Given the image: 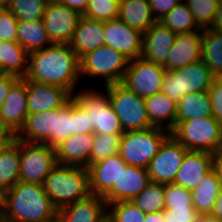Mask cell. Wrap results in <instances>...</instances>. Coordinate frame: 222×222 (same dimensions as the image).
Segmentation results:
<instances>
[{
    "label": "cell",
    "instance_id": "1",
    "mask_svg": "<svg viewBox=\"0 0 222 222\" xmlns=\"http://www.w3.org/2000/svg\"><path fill=\"white\" fill-rule=\"evenodd\" d=\"M24 78L63 87L73 96L81 79L80 59L69 44L53 43L29 53L28 72Z\"/></svg>",
    "mask_w": 222,
    "mask_h": 222
},
{
    "label": "cell",
    "instance_id": "2",
    "mask_svg": "<svg viewBox=\"0 0 222 222\" xmlns=\"http://www.w3.org/2000/svg\"><path fill=\"white\" fill-rule=\"evenodd\" d=\"M4 222H56L57 209L41 184L18 181L1 194Z\"/></svg>",
    "mask_w": 222,
    "mask_h": 222
},
{
    "label": "cell",
    "instance_id": "3",
    "mask_svg": "<svg viewBox=\"0 0 222 222\" xmlns=\"http://www.w3.org/2000/svg\"><path fill=\"white\" fill-rule=\"evenodd\" d=\"M43 187L57 210L85 199L91 195L88 168L57 164L45 178Z\"/></svg>",
    "mask_w": 222,
    "mask_h": 222
},
{
    "label": "cell",
    "instance_id": "4",
    "mask_svg": "<svg viewBox=\"0 0 222 222\" xmlns=\"http://www.w3.org/2000/svg\"><path fill=\"white\" fill-rule=\"evenodd\" d=\"M170 135L188 151L213 154L222 147V125L213 116L177 121Z\"/></svg>",
    "mask_w": 222,
    "mask_h": 222
},
{
    "label": "cell",
    "instance_id": "5",
    "mask_svg": "<svg viewBox=\"0 0 222 222\" xmlns=\"http://www.w3.org/2000/svg\"><path fill=\"white\" fill-rule=\"evenodd\" d=\"M169 135L168 130L158 127L125 131L120 138L118 154L128 165L148 169L152 158Z\"/></svg>",
    "mask_w": 222,
    "mask_h": 222
},
{
    "label": "cell",
    "instance_id": "6",
    "mask_svg": "<svg viewBox=\"0 0 222 222\" xmlns=\"http://www.w3.org/2000/svg\"><path fill=\"white\" fill-rule=\"evenodd\" d=\"M129 63L122 53L109 46H101L80 59V77L100 78L103 86L122 83Z\"/></svg>",
    "mask_w": 222,
    "mask_h": 222
},
{
    "label": "cell",
    "instance_id": "7",
    "mask_svg": "<svg viewBox=\"0 0 222 222\" xmlns=\"http://www.w3.org/2000/svg\"><path fill=\"white\" fill-rule=\"evenodd\" d=\"M110 103L119 117L123 131H135L151 128L147 116L144 98L130 91L122 83L104 86Z\"/></svg>",
    "mask_w": 222,
    "mask_h": 222
},
{
    "label": "cell",
    "instance_id": "8",
    "mask_svg": "<svg viewBox=\"0 0 222 222\" xmlns=\"http://www.w3.org/2000/svg\"><path fill=\"white\" fill-rule=\"evenodd\" d=\"M214 78L206 64L200 60L174 71H166L161 92L178 103L186 94L208 91Z\"/></svg>",
    "mask_w": 222,
    "mask_h": 222
},
{
    "label": "cell",
    "instance_id": "9",
    "mask_svg": "<svg viewBox=\"0 0 222 222\" xmlns=\"http://www.w3.org/2000/svg\"><path fill=\"white\" fill-rule=\"evenodd\" d=\"M73 97L88 111L90 126L94 133L105 135H123L119 117L110 103L106 90L81 89Z\"/></svg>",
    "mask_w": 222,
    "mask_h": 222
},
{
    "label": "cell",
    "instance_id": "10",
    "mask_svg": "<svg viewBox=\"0 0 222 222\" xmlns=\"http://www.w3.org/2000/svg\"><path fill=\"white\" fill-rule=\"evenodd\" d=\"M57 164L54 148L46 143L20 140L19 181L43 185L45 178Z\"/></svg>",
    "mask_w": 222,
    "mask_h": 222
},
{
    "label": "cell",
    "instance_id": "11",
    "mask_svg": "<svg viewBox=\"0 0 222 222\" xmlns=\"http://www.w3.org/2000/svg\"><path fill=\"white\" fill-rule=\"evenodd\" d=\"M167 70L163 65L142 57L129 60L122 84L142 98L161 92L163 76Z\"/></svg>",
    "mask_w": 222,
    "mask_h": 222
},
{
    "label": "cell",
    "instance_id": "12",
    "mask_svg": "<svg viewBox=\"0 0 222 222\" xmlns=\"http://www.w3.org/2000/svg\"><path fill=\"white\" fill-rule=\"evenodd\" d=\"M187 152L185 147L169 135L150 162L148 167L150 181L161 184L174 183Z\"/></svg>",
    "mask_w": 222,
    "mask_h": 222
},
{
    "label": "cell",
    "instance_id": "13",
    "mask_svg": "<svg viewBox=\"0 0 222 222\" xmlns=\"http://www.w3.org/2000/svg\"><path fill=\"white\" fill-rule=\"evenodd\" d=\"M81 17L79 12L61 4L58 0L49 1L43 22L51 42L69 44Z\"/></svg>",
    "mask_w": 222,
    "mask_h": 222
},
{
    "label": "cell",
    "instance_id": "14",
    "mask_svg": "<svg viewBox=\"0 0 222 222\" xmlns=\"http://www.w3.org/2000/svg\"><path fill=\"white\" fill-rule=\"evenodd\" d=\"M27 80L20 78L9 91L0 108V122L15 137L24 127L27 116Z\"/></svg>",
    "mask_w": 222,
    "mask_h": 222
},
{
    "label": "cell",
    "instance_id": "15",
    "mask_svg": "<svg viewBox=\"0 0 222 222\" xmlns=\"http://www.w3.org/2000/svg\"><path fill=\"white\" fill-rule=\"evenodd\" d=\"M105 45L122 53L127 59L141 57L143 33L119 18L104 21Z\"/></svg>",
    "mask_w": 222,
    "mask_h": 222
},
{
    "label": "cell",
    "instance_id": "16",
    "mask_svg": "<svg viewBox=\"0 0 222 222\" xmlns=\"http://www.w3.org/2000/svg\"><path fill=\"white\" fill-rule=\"evenodd\" d=\"M72 97L63 87L27 80L29 114L59 109Z\"/></svg>",
    "mask_w": 222,
    "mask_h": 222
},
{
    "label": "cell",
    "instance_id": "17",
    "mask_svg": "<svg viewBox=\"0 0 222 222\" xmlns=\"http://www.w3.org/2000/svg\"><path fill=\"white\" fill-rule=\"evenodd\" d=\"M202 60V30L177 34L164 68L174 71Z\"/></svg>",
    "mask_w": 222,
    "mask_h": 222
},
{
    "label": "cell",
    "instance_id": "18",
    "mask_svg": "<svg viewBox=\"0 0 222 222\" xmlns=\"http://www.w3.org/2000/svg\"><path fill=\"white\" fill-rule=\"evenodd\" d=\"M148 169L127 165L118 178L117 188H111L102 198L108 204L130 201L150 183Z\"/></svg>",
    "mask_w": 222,
    "mask_h": 222
},
{
    "label": "cell",
    "instance_id": "19",
    "mask_svg": "<svg viewBox=\"0 0 222 222\" xmlns=\"http://www.w3.org/2000/svg\"><path fill=\"white\" fill-rule=\"evenodd\" d=\"M127 165L119 154L91 164L88 167L91 194L103 197L111 188H117L120 173Z\"/></svg>",
    "mask_w": 222,
    "mask_h": 222
},
{
    "label": "cell",
    "instance_id": "20",
    "mask_svg": "<svg viewBox=\"0 0 222 222\" xmlns=\"http://www.w3.org/2000/svg\"><path fill=\"white\" fill-rule=\"evenodd\" d=\"M107 214L108 205L105 200L91 194L58 209L56 222H101Z\"/></svg>",
    "mask_w": 222,
    "mask_h": 222
},
{
    "label": "cell",
    "instance_id": "21",
    "mask_svg": "<svg viewBox=\"0 0 222 222\" xmlns=\"http://www.w3.org/2000/svg\"><path fill=\"white\" fill-rule=\"evenodd\" d=\"M212 169V153L188 151L177 171L174 183L192 191Z\"/></svg>",
    "mask_w": 222,
    "mask_h": 222
},
{
    "label": "cell",
    "instance_id": "22",
    "mask_svg": "<svg viewBox=\"0 0 222 222\" xmlns=\"http://www.w3.org/2000/svg\"><path fill=\"white\" fill-rule=\"evenodd\" d=\"M176 33L156 21L143 33V51L141 57L147 61L163 65L171 52Z\"/></svg>",
    "mask_w": 222,
    "mask_h": 222
},
{
    "label": "cell",
    "instance_id": "23",
    "mask_svg": "<svg viewBox=\"0 0 222 222\" xmlns=\"http://www.w3.org/2000/svg\"><path fill=\"white\" fill-rule=\"evenodd\" d=\"M93 141L94 134L70 135L55 148L57 163L88 168Z\"/></svg>",
    "mask_w": 222,
    "mask_h": 222
},
{
    "label": "cell",
    "instance_id": "24",
    "mask_svg": "<svg viewBox=\"0 0 222 222\" xmlns=\"http://www.w3.org/2000/svg\"><path fill=\"white\" fill-rule=\"evenodd\" d=\"M70 47L81 59L85 54L105 45L104 21L82 16L74 31Z\"/></svg>",
    "mask_w": 222,
    "mask_h": 222
},
{
    "label": "cell",
    "instance_id": "25",
    "mask_svg": "<svg viewBox=\"0 0 222 222\" xmlns=\"http://www.w3.org/2000/svg\"><path fill=\"white\" fill-rule=\"evenodd\" d=\"M20 140L12 137L0 143V194L19 181Z\"/></svg>",
    "mask_w": 222,
    "mask_h": 222
},
{
    "label": "cell",
    "instance_id": "26",
    "mask_svg": "<svg viewBox=\"0 0 222 222\" xmlns=\"http://www.w3.org/2000/svg\"><path fill=\"white\" fill-rule=\"evenodd\" d=\"M144 101L151 126L171 132L176 125L177 103L162 92L146 97Z\"/></svg>",
    "mask_w": 222,
    "mask_h": 222
},
{
    "label": "cell",
    "instance_id": "27",
    "mask_svg": "<svg viewBox=\"0 0 222 222\" xmlns=\"http://www.w3.org/2000/svg\"><path fill=\"white\" fill-rule=\"evenodd\" d=\"M54 135V110L28 114L24 127L15 136L24 142L47 143Z\"/></svg>",
    "mask_w": 222,
    "mask_h": 222
},
{
    "label": "cell",
    "instance_id": "28",
    "mask_svg": "<svg viewBox=\"0 0 222 222\" xmlns=\"http://www.w3.org/2000/svg\"><path fill=\"white\" fill-rule=\"evenodd\" d=\"M118 18L142 33L156 22L149 0H120Z\"/></svg>",
    "mask_w": 222,
    "mask_h": 222
},
{
    "label": "cell",
    "instance_id": "29",
    "mask_svg": "<svg viewBox=\"0 0 222 222\" xmlns=\"http://www.w3.org/2000/svg\"><path fill=\"white\" fill-rule=\"evenodd\" d=\"M29 53L17 41H0V73L24 78L28 72Z\"/></svg>",
    "mask_w": 222,
    "mask_h": 222
},
{
    "label": "cell",
    "instance_id": "30",
    "mask_svg": "<svg viewBox=\"0 0 222 222\" xmlns=\"http://www.w3.org/2000/svg\"><path fill=\"white\" fill-rule=\"evenodd\" d=\"M222 189V180L212 169L191 191L192 204L199 215L211 214L215 200Z\"/></svg>",
    "mask_w": 222,
    "mask_h": 222
},
{
    "label": "cell",
    "instance_id": "31",
    "mask_svg": "<svg viewBox=\"0 0 222 222\" xmlns=\"http://www.w3.org/2000/svg\"><path fill=\"white\" fill-rule=\"evenodd\" d=\"M202 61L215 78H222V32L213 28L202 30Z\"/></svg>",
    "mask_w": 222,
    "mask_h": 222
},
{
    "label": "cell",
    "instance_id": "32",
    "mask_svg": "<svg viewBox=\"0 0 222 222\" xmlns=\"http://www.w3.org/2000/svg\"><path fill=\"white\" fill-rule=\"evenodd\" d=\"M17 42L28 53L53 44L46 32L43 19L32 22L19 21L17 26Z\"/></svg>",
    "mask_w": 222,
    "mask_h": 222
},
{
    "label": "cell",
    "instance_id": "33",
    "mask_svg": "<svg viewBox=\"0 0 222 222\" xmlns=\"http://www.w3.org/2000/svg\"><path fill=\"white\" fill-rule=\"evenodd\" d=\"M213 116L208 91L186 94L177 103V121Z\"/></svg>",
    "mask_w": 222,
    "mask_h": 222
},
{
    "label": "cell",
    "instance_id": "34",
    "mask_svg": "<svg viewBox=\"0 0 222 222\" xmlns=\"http://www.w3.org/2000/svg\"><path fill=\"white\" fill-rule=\"evenodd\" d=\"M159 22L176 34L201 30L196 25L193 14L190 12L185 2H180L175 8L159 20Z\"/></svg>",
    "mask_w": 222,
    "mask_h": 222
},
{
    "label": "cell",
    "instance_id": "35",
    "mask_svg": "<svg viewBox=\"0 0 222 222\" xmlns=\"http://www.w3.org/2000/svg\"><path fill=\"white\" fill-rule=\"evenodd\" d=\"M165 192L164 184L150 182L138 196L131 201L145 214L163 211Z\"/></svg>",
    "mask_w": 222,
    "mask_h": 222
},
{
    "label": "cell",
    "instance_id": "36",
    "mask_svg": "<svg viewBox=\"0 0 222 222\" xmlns=\"http://www.w3.org/2000/svg\"><path fill=\"white\" fill-rule=\"evenodd\" d=\"M50 0H11L6 6L19 21L32 22L43 19L45 8Z\"/></svg>",
    "mask_w": 222,
    "mask_h": 222
},
{
    "label": "cell",
    "instance_id": "37",
    "mask_svg": "<svg viewBox=\"0 0 222 222\" xmlns=\"http://www.w3.org/2000/svg\"><path fill=\"white\" fill-rule=\"evenodd\" d=\"M70 135H72L71 99L61 108L54 109V135L46 144L55 149Z\"/></svg>",
    "mask_w": 222,
    "mask_h": 222
},
{
    "label": "cell",
    "instance_id": "38",
    "mask_svg": "<svg viewBox=\"0 0 222 222\" xmlns=\"http://www.w3.org/2000/svg\"><path fill=\"white\" fill-rule=\"evenodd\" d=\"M219 0H185L193 14L196 25L201 29L212 28Z\"/></svg>",
    "mask_w": 222,
    "mask_h": 222
},
{
    "label": "cell",
    "instance_id": "39",
    "mask_svg": "<svg viewBox=\"0 0 222 222\" xmlns=\"http://www.w3.org/2000/svg\"><path fill=\"white\" fill-rule=\"evenodd\" d=\"M122 135H105L94 133V141L90 155V165L118 154Z\"/></svg>",
    "mask_w": 222,
    "mask_h": 222
},
{
    "label": "cell",
    "instance_id": "40",
    "mask_svg": "<svg viewBox=\"0 0 222 222\" xmlns=\"http://www.w3.org/2000/svg\"><path fill=\"white\" fill-rule=\"evenodd\" d=\"M108 215L114 222H144L146 214L130 200L108 204Z\"/></svg>",
    "mask_w": 222,
    "mask_h": 222
},
{
    "label": "cell",
    "instance_id": "41",
    "mask_svg": "<svg viewBox=\"0 0 222 222\" xmlns=\"http://www.w3.org/2000/svg\"><path fill=\"white\" fill-rule=\"evenodd\" d=\"M120 0H89L82 16L100 21L118 18Z\"/></svg>",
    "mask_w": 222,
    "mask_h": 222
},
{
    "label": "cell",
    "instance_id": "42",
    "mask_svg": "<svg viewBox=\"0 0 222 222\" xmlns=\"http://www.w3.org/2000/svg\"><path fill=\"white\" fill-rule=\"evenodd\" d=\"M165 209L180 207H194L192 204V193L175 183L164 184Z\"/></svg>",
    "mask_w": 222,
    "mask_h": 222
},
{
    "label": "cell",
    "instance_id": "43",
    "mask_svg": "<svg viewBox=\"0 0 222 222\" xmlns=\"http://www.w3.org/2000/svg\"><path fill=\"white\" fill-rule=\"evenodd\" d=\"M72 135L94 134L90 126L88 111L74 98H71Z\"/></svg>",
    "mask_w": 222,
    "mask_h": 222
},
{
    "label": "cell",
    "instance_id": "44",
    "mask_svg": "<svg viewBox=\"0 0 222 222\" xmlns=\"http://www.w3.org/2000/svg\"><path fill=\"white\" fill-rule=\"evenodd\" d=\"M18 20L7 7H0V41H17Z\"/></svg>",
    "mask_w": 222,
    "mask_h": 222
},
{
    "label": "cell",
    "instance_id": "45",
    "mask_svg": "<svg viewBox=\"0 0 222 222\" xmlns=\"http://www.w3.org/2000/svg\"><path fill=\"white\" fill-rule=\"evenodd\" d=\"M165 222H197L199 213L195 207L164 209Z\"/></svg>",
    "mask_w": 222,
    "mask_h": 222
},
{
    "label": "cell",
    "instance_id": "46",
    "mask_svg": "<svg viewBox=\"0 0 222 222\" xmlns=\"http://www.w3.org/2000/svg\"><path fill=\"white\" fill-rule=\"evenodd\" d=\"M208 94L213 117L222 125V78H214Z\"/></svg>",
    "mask_w": 222,
    "mask_h": 222
},
{
    "label": "cell",
    "instance_id": "47",
    "mask_svg": "<svg viewBox=\"0 0 222 222\" xmlns=\"http://www.w3.org/2000/svg\"><path fill=\"white\" fill-rule=\"evenodd\" d=\"M179 3V0H149V5L156 21L161 20Z\"/></svg>",
    "mask_w": 222,
    "mask_h": 222
},
{
    "label": "cell",
    "instance_id": "48",
    "mask_svg": "<svg viewBox=\"0 0 222 222\" xmlns=\"http://www.w3.org/2000/svg\"><path fill=\"white\" fill-rule=\"evenodd\" d=\"M20 79L17 75L0 73V108L12 86Z\"/></svg>",
    "mask_w": 222,
    "mask_h": 222
},
{
    "label": "cell",
    "instance_id": "49",
    "mask_svg": "<svg viewBox=\"0 0 222 222\" xmlns=\"http://www.w3.org/2000/svg\"><path fill=\"white\" fill-rule=\"evenodd\" d=\"M61 4L79 12L81 15L84 14L89 0H58Z\"/></svg>",
    "mask_w": 222,
    "mask_h": 222
},
{
    "label": "cell",
    "instance_id": "50",
    "mask_svg": "<svg viewBox=\"0 0 222 222\" xmlns=\"http://www.w3.org/2000/svg\"><path fill=\"white\" fill-rule=\"evenodd\" d=\"M213 170L222 180V147L212 154Z\"/></svg>",
    "mask_w": 222,
    "mask_h": 222
},
{
    "label": "cell",
    "instance_id": "51",
    "mask_svg": "<svg viewBox=\"0 0 222 222\" xmlns=\"http://www.w3.org/2000/svg\"><path fill=\"white\" fill-rule=\"evenodd\" d=\"M211 215L217 217L219 220H222V189L215 200Z\"/></svg>",
    "mask_w": 222,
    "mask_h": 222
},
{
    "label": "cell",
    "instance_id": "52",
    "mask_svg": "<svg viewBox=\"0 0 222 222\" xmlns=\"http://www.w3.org/2000/svg\"><path fill=\"white\" fill-rule=\"evenodd\" d=\"M212 28L222 32V0L218 1L216 17Z\"/></svg>",
    "mask_w": 222,
    "mask_h": 222
},
{
    "label": "cell",
    "instance_id": "53",
    "mask_svg": "<svg viewBox=\"0 0 222 222\" xmlns=\"http://www.w3.org/2000/svg\"><path fill=\"white\" fill-rule=\"evenodd\" d=\"M144 222H165L164 221V212H154L148 213L145 215Z\"/></svg>",
    "mask_w": 222,
    "mask_h": 222
},
{
    "label": "cell",
    "instance_id": "54",
    "mask_svg": "<svg viewBox=\"0 0 222 222\" xmlns=\"http://www.w3.org/2000/svg\"><path fill=\"white\" fill-rule=\"evenodd\" d=\"M197 222H221V220L211 214H207L199 215Z\"/></svg>",
    "mask_w": 222,
    "mask_h": 222
},
{
    "label": "cell",
    "instance_id": "55",
    "mask_svg": "<svg viewBox=\"0 0 222 222\" xmlns=\"http://www.w3.org/2000/svg\"><path fill=\"white\" fill-rule=\"evenodd\" d=\"M12 138V136L5 130L0 122V143L8 141Z\"/></svg>",
    "mask_w": 222,
    "mask_h": 222
},
{
    "label": "cell",
    "instance_id": "56",
    "mask_svg": "<svg viewBox=\"0 0 222 222\" xmlns=\"http://www.w3.org/2000/svg\"><path fill=\"white\" fill-rule=\"evenodd\" d=\"M11 0H0V7H6Z\"/></svg>",
    "mask_w": 222,
    "mask_h": 222
},
{
    "label": "cell",
    "instance_id": "57",
    "mask_svg": "<svg viewBox=\"0 0 222 222\" xmlns=\"http://www.w3.org/2000/svg\"><path fill=\"white\" fill-rule=\"evenodd\" d=\"M101 222H114L110 216L107 214L106 217Z\"/></svg>",
    "mask_w": 222,
    "mask_h": 222
},
{
    "label": "cell",
    "instance_id": "58",
    "mask_svg": "<svg viewBox=\"0 0 222 222\" xmlns=\"http://www.w3.org/2000/svg\"><path fill=\"white\" fill-rule=\"evenodd\" d=\"M0 222H4L3 221V214H2V212H0Z\"/></svg>",
    "mask_w": 222,
    "mask_h": 222
},
{
    "label": "cell",
    "instance_id": "59",
    "mask_svg": "<svg viewBox=\"0 0 222 222\" xmlns=\"http://www.w3.org/2000/svg\"><path fill=\"white\" fill-rule=\"evenodd\" d=\"M0 212H2V208H1V194H0Z\"/></svg>",
    "mask_w": 222,
    "mask_h": 222
}]
</instances>
